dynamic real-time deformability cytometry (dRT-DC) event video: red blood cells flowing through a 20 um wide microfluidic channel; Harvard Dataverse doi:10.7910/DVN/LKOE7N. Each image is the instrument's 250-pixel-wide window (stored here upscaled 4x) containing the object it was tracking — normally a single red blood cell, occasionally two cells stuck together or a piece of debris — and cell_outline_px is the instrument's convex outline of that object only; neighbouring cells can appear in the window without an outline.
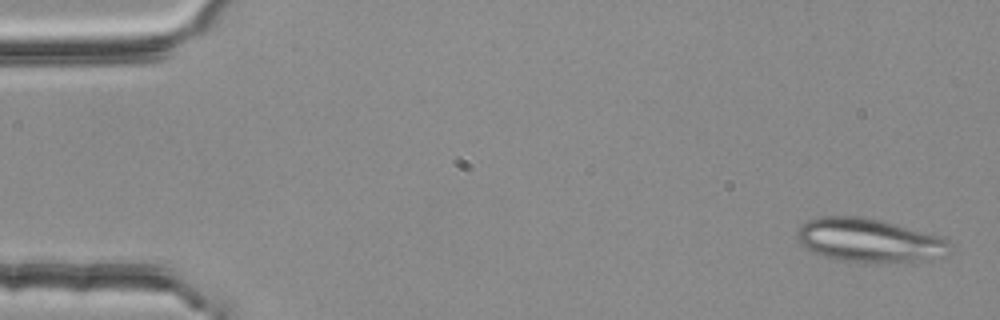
{"species": "common noctule bat (a hibernating species)", "species_latin": "Nyctalus noctula", "temperature_condition": "room temperature", "stored_images_in_passage": 3, "camera_frame_rate_fps": 3000, "um_per_image_px": 0.085, "animal": {"sex": "female", "body_mass_g": 25.1}, "frame": {"image": 1, "passage_image": 1, "time_ms": 0.0, "image_size_px": [1000, 320], "cell_outline_px": [[948, 256], [924, 260], [864, 264], [836, 260], [812, 252], [804, 248], [800, 244], [796, 236], [796, 232], [800, 224], [808, 220], [820, 216], [864, 216], [880, 220], [940, 236], [948, 240]], "centroid_in_image_um": [73.82, 20.44], "position_along_channel_um": 11.2, "area_um2": 39.42}}